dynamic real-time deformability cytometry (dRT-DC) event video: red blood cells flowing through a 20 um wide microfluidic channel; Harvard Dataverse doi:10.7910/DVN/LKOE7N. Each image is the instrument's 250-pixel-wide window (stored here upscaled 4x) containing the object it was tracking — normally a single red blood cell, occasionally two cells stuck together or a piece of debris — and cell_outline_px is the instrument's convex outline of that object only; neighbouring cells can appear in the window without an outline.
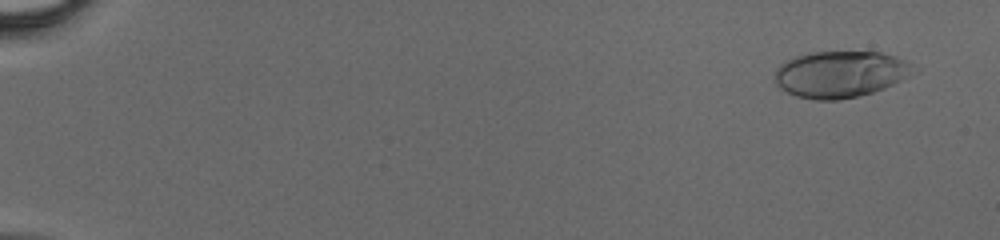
{"species": "human", "species_latin": "Homo sapiens", "temperature_condition": "cold", "stored_images_in_passage": 13, "camera_frame_rate_fps": 3000, "um_per_image_px": 0.085, "donor": {"sex": "male"}, "frame": {"image": 1, "passage_image": 4, "time_ms": 1.0, "image_size_px": [1000, 240], "cell_outline_px": [[920, 72], [884, 88], [872, 92], [856, 96], [836, 100], [816, 100], [796, 96], [780, 88], [776, 84], [776, 68], [784, 60], [808, 52], [880, 52], [896, 56], [920, 68]], "centroid_in_image_um": [71.49, 6.29], "position_along_channel_um": 13.5, "area_um2": 37.92}}